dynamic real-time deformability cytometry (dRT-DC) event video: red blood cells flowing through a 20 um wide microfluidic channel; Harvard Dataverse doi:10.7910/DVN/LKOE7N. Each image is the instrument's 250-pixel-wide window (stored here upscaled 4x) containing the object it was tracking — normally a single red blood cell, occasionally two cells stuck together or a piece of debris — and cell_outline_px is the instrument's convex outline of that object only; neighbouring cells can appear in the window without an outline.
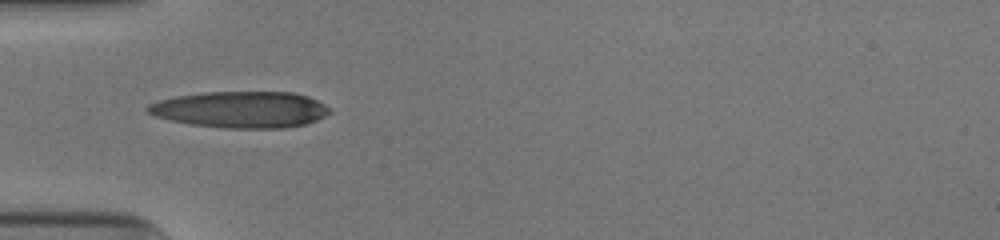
{"species": "human", "species_latin": "Homo sapiens", "temperature_condition": "cold", "stored_images_in_passage": 35, "camera_frame_rate_fps": 3000, "um_per_image_px": 0.085, "donor": {"sex": "male"}, "frame": {"image": 1, "passage_image": 1, "time_ms": 0.0, "image_size_px": [1000, 240], "cell_outline_px": [[332, 112], [316, 120], [304, 124], [284, 128], [228, 128], [192, 124], [172, 120], [156, 116], [148, 112], [144, 108], [148, 104], [160, 100], [176, 96], [204, 92], [292, 92], [308, 96], [332, 108]], "centroid_in_image_um": [20.48, 9.3], "position_along_channel_um": 64.5, "area_um2": 38.49}}
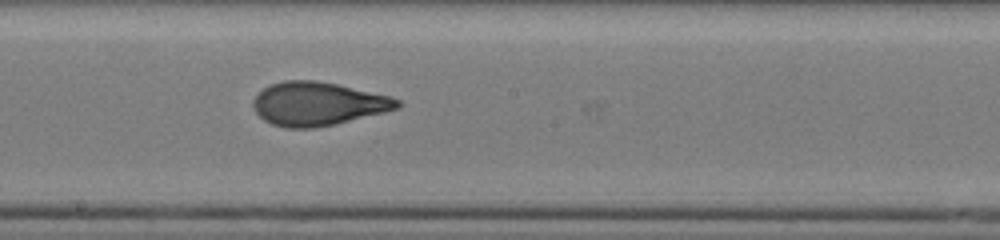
{"frame": {"image": 2, "passage_image": 13, "time_ms": 4.0, "image_size_px": [1000, 240], "cell_outline_px": [[400, 108], [336, 124], [312, 128], [284, 128], [272, 124], [264, 120], [256, 112], [252, 104], [252, 100], [264, 88], [272, 84], [284, 80], [316, 80], [336, 84], [392, 96], [400, 100]], "centroid_in_image_um": [27.03, 8.82], "position_along_channel_um": 221.2, "area_um2": 36.53}}
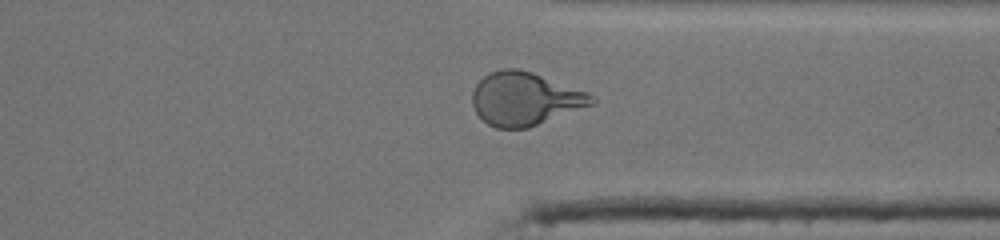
{"frame": {"image": 3, "passage_image": 24, "time_ms": 7.667, "image_size_px": [1000, 240], "cell_outline_px": [[596, 100], [592, 104], [528, 128], [496, 128], [488, 124], [476, 112], [472, 104], [472, 92], [476, 84], [488, 72], [500, 68], [516, 68], [532, 72], [588, 92]], "centroid_in_image_um": [44.58, 8.38], "position_along_channel_um": 366.8, "area_um2": 36.76}, "authors_computed_cell_mechanics": {"area_um2": 36.5874, "velocity_mm_per_s": 3.9667, "shape_relaxation_time_tau1_ms": 4.3437, "shape_relaxation_time_tau2_ms": 1.2859, "deformation_change_tau1": 0.2376, "deformation_change_tau2": 0.0856}}